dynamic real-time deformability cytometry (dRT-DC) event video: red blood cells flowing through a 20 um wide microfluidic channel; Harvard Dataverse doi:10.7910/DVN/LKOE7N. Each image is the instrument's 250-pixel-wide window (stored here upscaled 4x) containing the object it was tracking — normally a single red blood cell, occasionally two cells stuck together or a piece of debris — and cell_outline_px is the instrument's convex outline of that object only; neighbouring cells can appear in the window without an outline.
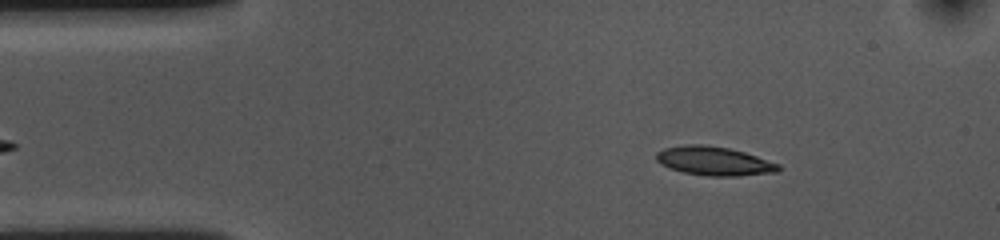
{"species": "common noctule bat (a hibernating species)", "species_latin": "Nyctalus noctula", "temperature_condition": "cold", "stored_images_in_passage": 51, "camera_frame_rate_fps": 3000, "um_per_image_px": 0.085, "animal": {"sex": "female", "body_mass_g": 10.0, "forearm_length_mm": 53.1}, "frame": {"image": 1, "passage_image": 5, "time_ms": 1.333, "image_size_px": [1000, 240], "cell_outline_px": [[780, 168], [776, 172], [736, 176], [708, 176], [684, 172], [660, 164], [656, 160], [656, 152], [664, 148], [684, 144], [700, 144], [728, 148], [744, 152], [780, 164]], "centroid_in_image_um": [60.67, 13.68], "position_along_channel_um": 24.3, "area_um2": 20.4}}
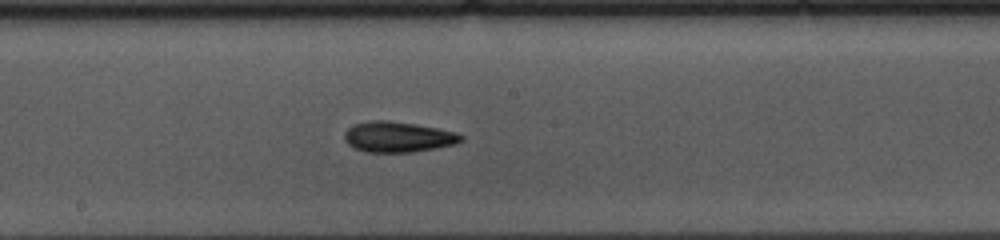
{"frame": {"image": 2, "passage_image": 25, "time_ms": 8.0, "image_size_px": [1000, 240], "cell_outline_px": [[464, 140], [456, 144], [436, 148], [412, 152], [368, 152], [356, 148], [348, 144], [344, 140], [344, 132], [352, 124], [368, 120], [388, 120], [416, 124], [456, 132], [464, 136]], "centroid_in_image_um": [33.82, 11.63], "position_along_channel_um": 214.4, "area_um2": 20.92}}
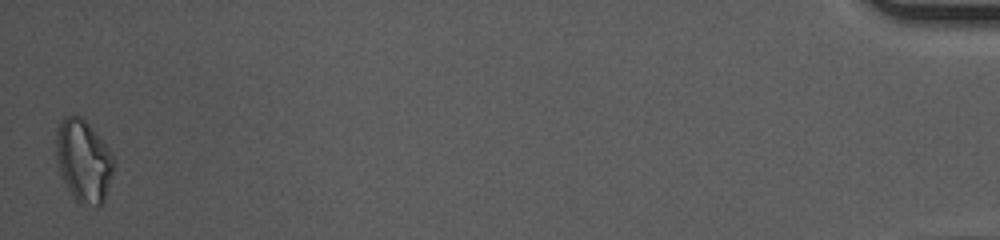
{"frame": {"image": 3, "passage_image": 51, "time_ms": 16.667, "image_size_px": [1000, 240], "cell_outline_px": [[116, 164], [104, 200], [96, 208], [80, 204], [72, 196], [60, 172], [56, 156], [56, 132], [64, 116], [80, 116], [92, 128], [112, 152], [116, 160]], "centroid_in_image_um": [7.13, 13.7], "position_along_channel_um": 428.1, "area_um2": 27.74}, "authors_computed_cell_mechanics": {"area_um2": 20.23, "velocity_mm_per_s": 3.6108, "shape_relaxation_time_tau1_ms": 3.5222, "shape_relaxation_time_tau2_ms": 5.4054, "deformation_change_tau1": 0.126, "deformation_change_tau2": 0.1459}}